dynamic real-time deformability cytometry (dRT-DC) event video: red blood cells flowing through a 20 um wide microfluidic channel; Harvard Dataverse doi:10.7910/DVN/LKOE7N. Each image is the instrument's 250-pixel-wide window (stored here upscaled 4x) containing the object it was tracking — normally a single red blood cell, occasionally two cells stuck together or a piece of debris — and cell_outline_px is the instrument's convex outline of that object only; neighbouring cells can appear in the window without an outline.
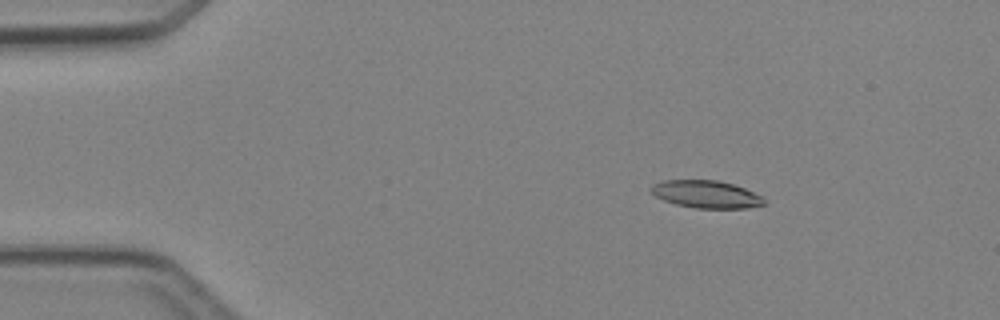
{"species": "Egyptian fruit bat (a non-hibernating species)", "species_latin": "Rousettus aegyptiacus", "temperature_condition": "cold", "stored_images_in_passage": 5, "camera_frame_rate_fps": 3000, "um_per_image_px": 0.085, "animal": {"sex": "female"}, "frame": {"image": 1, "passage_image": 3, "time_ms": 2.333, "image_size_px": [1000, 320], "cell_outline_px": [[764, 204], [744, 208], [696, 208], [676, 204], [664, 200], [656, 196], [648, 188], [652, 184], [664, 180], [716, 180], [732, 184], [744, 188], [764, 196]], "centroid_in_image_um": [60.01, 16.5], "position_along_channel_um": 25.0, "area_um2": 18.03}}
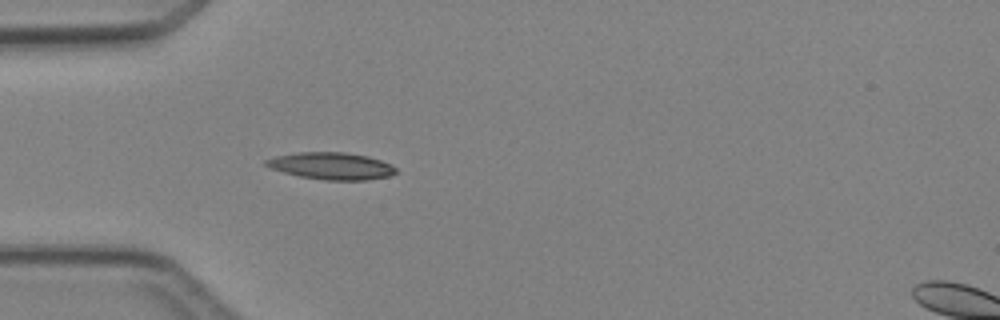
{"frame": {"image": 2, "passage_image": 5, "time_ms": 4.667, "image_size_px": [1000, 320], "cell_outline_px": [[396, 172], [388, 176], [368, 180], [324, 180], [300, 176], [284, 172], [272, 168], [264, 164], [264, 160], [276, 156], [300, 152], [344, 152], [368, 156], [392, 164], [396, 168]], "centroid_in_image_um": [28.19, 14.1], "position_along_channel_um": 56.8, "area_um2": 20.35}}